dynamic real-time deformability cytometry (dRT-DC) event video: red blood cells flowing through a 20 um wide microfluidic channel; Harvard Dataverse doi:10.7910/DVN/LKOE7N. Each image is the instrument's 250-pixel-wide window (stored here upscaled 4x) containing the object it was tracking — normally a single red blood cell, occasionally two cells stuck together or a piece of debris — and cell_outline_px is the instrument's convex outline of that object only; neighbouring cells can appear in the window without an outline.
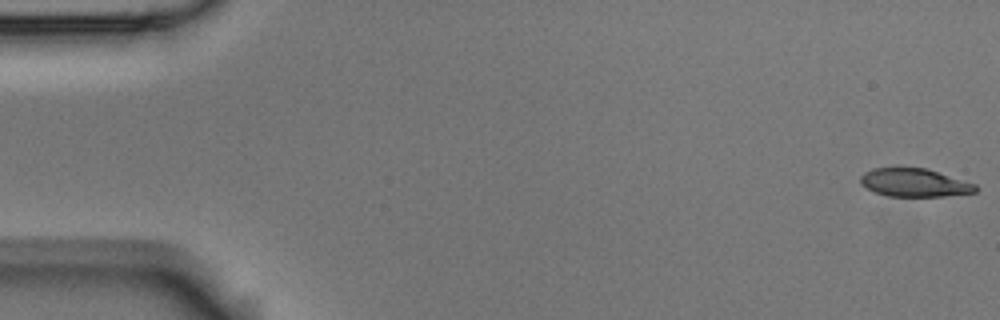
{"species": "Egyptian fruit bat (a non-hibernating species)", "species_latin": "Rousettus aegyptiacus", "temperature_condition": "room temperature", "stored_images_in_passage": 58, "camera_frame_rate_fps": 3000, "um_per_image_px": 0.085, "animal": {"sex": "male"}, "frame": {"image": 1, "passage_image": 1, "time_ms": 0.0, "image_size_px": [1000, 320], "cell_outline_px": [[980, 188], [976, 192], [944, 196], [888, 196], [876, 192], [860, 184], [860, 176], [864, 172], [876, 168], [924, 168], [976, 184]], "centroid_in_image_um": [77.74, 15.53], "position_along_channel_um": 7.3, "area_um2": 18.67}}
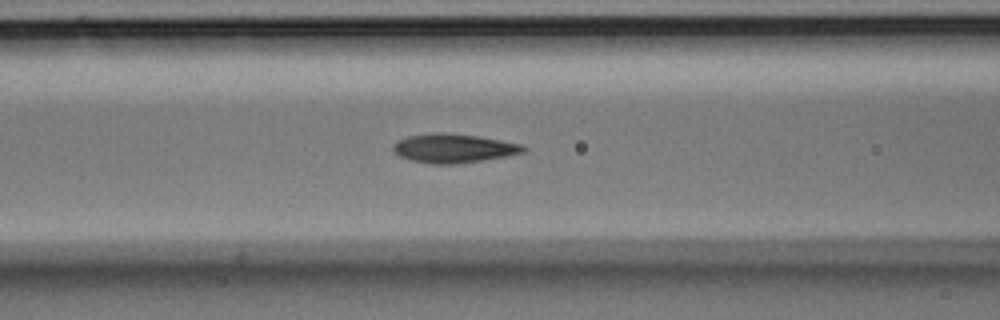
{"frame": {"image": 2, "passage_image": 23, "time_ms": 7.333, "image_size_px": [1000, 320], "cell_outline_px": [[528, 148], [524, 152], [504, 156], [456, 164], [432, 164], [412, 160], [400, 156], [392, 148], [392, 144], [408, 136], [476, 136], [524, 144]], "centroid_in_image_um": [38.62, 12.66], "position_along_channel_um": 128.0, "area_um2": 20.63}}
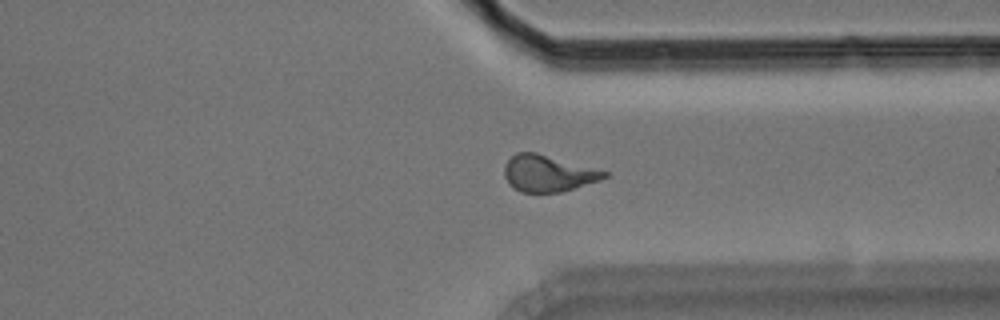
{"frame": {"image": 3, "passage_image": 43, "time_ms": 14.0, "image_size_px": [1000, 320], "cell_outline_px": [[608, 176], [600, 180], [560, 192], [520, 192], [512, 188], [508, 184], [504, 176], [504, 164], [516, 152], [536, 152], [608, 172]], "centroid_in_image_um": [46.53, 14.74], "position_along_channel_um": 364.9, "area_um2": 21.15}, "authors_computed_cell_mechanics": {"area_um2": 21.0103, "velocity_mm_per_s": 3.5611, "shape_relaxation_time_tau1_ms": 5.2279, "shape_relaxation_time_tau2_ms": 1.8767, "deformation_change_tau1": 0.1707, "deformation_change_tau2": 0.0769}}